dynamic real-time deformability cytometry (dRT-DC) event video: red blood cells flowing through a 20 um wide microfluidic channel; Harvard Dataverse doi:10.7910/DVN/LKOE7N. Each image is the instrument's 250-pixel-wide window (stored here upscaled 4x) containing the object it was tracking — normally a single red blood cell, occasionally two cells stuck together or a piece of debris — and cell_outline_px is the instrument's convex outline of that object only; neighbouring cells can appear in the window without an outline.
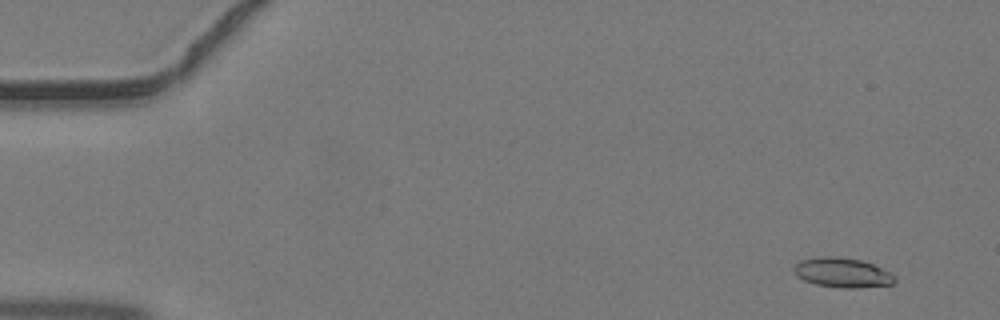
{"species": "common noctule bat (a hibernating species)", "species_latin": "Nyctalus noctula", "temperature_condition": "warm", "stored_images_in_passage": 46, "camera_frame_rate_fps": 3000, "um_per_image_px": 0.085, "animal": {"sex": "male", "body_mass_g": 19.2, "forearm_length_mm": 51.8}, "frame": {"image": 1, "passage_image": 4, "time_ms": 1.0, "image_size_px": [1000, 320], "cell_outline_px": [[896, 280], [892, 284], [856, 288], [840, 288], [816, 284], [804, 280], [792, 268], [800, 260], [820, 256], [836, 256], [860, 260], [872, 264], [896, 276]], "centroid_in_image_um": [71.6, 23.17], "position_along_channel_um": 13.4, "area_um2": 17.22}}
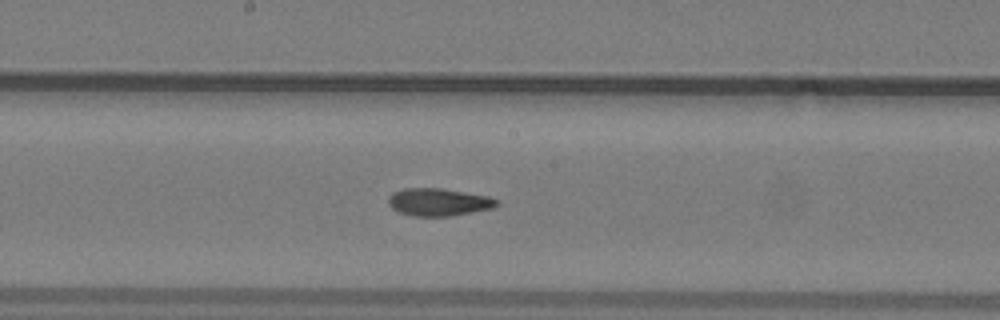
{"frame": {"image": 2, "passage_image": 25, "time_ms": 8.0, "image_size_px": [1000, 320], "cell_outline_px": [[496, 204], [492, 208], [448, 216], [412, 216], [400, 212], [392, 208], [388, 204], [388, 196], [392, 192], [404, 188], [440, 188], [488, 196], [496, 200]], "centroid_in_image_um": [37.19, 17.17], "position_along_channel_um": 211.0, "area_um2": 17.17}}
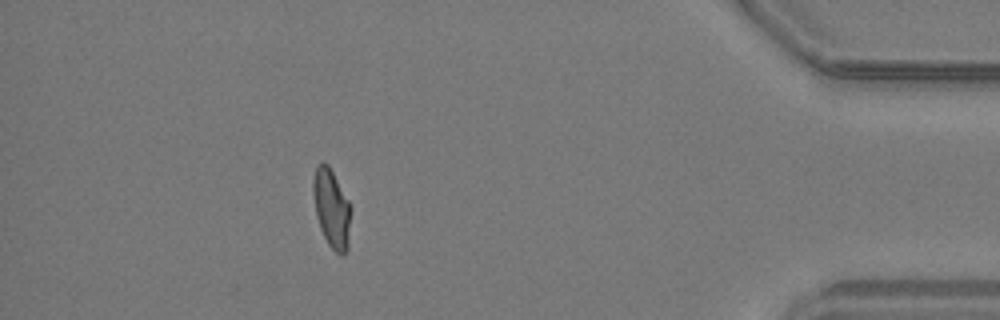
{"frame": {"image": 3, "passage_image": 41, "time_ms": 13.333, "image_size_px": [1000, 320], "cell_outline_px": [[352, 208], [348, 248], [340, 256], [328, 244], [320, 228], [316, 216], [312, 192], [312, 180], [316, 168], [320, 164], [328, 164], [348, 200]], "centroid_in_image_um": [28.19, 17.74], "position_along_channel_um": 407.0, "area_um2": 17.28}}